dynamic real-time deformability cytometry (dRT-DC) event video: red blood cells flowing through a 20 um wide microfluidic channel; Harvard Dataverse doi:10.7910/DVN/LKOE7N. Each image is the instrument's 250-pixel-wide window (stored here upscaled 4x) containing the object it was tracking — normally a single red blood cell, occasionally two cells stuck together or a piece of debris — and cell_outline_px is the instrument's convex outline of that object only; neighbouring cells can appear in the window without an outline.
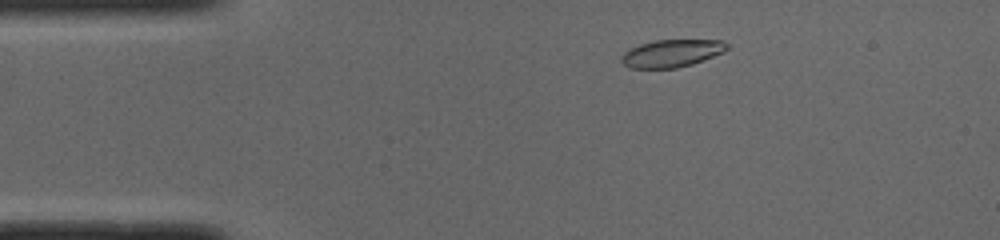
{"species": "common noctule bat (a hibernating species)", "species_latin": "Nyctalus noctula", "temperature_condition": "cold", "stored_images_in_passage": 46, "camera_frame_rate_fps": 3000, "um_per_image_px": 0.085, "animal": {"sex": "male", "body_mass_g": 19.0, "forearm_length_mm": 50.8}, "frame": {"image": 1, "passage_image": 5, "time_ms": 1.333, "image_size_px": [1000, 240], "cell_outline_px": [[728, 48], [724, 52], [692, 64], [676, 68], [628, 68], [620, 60], [620, 56], [624, 52], [640, 44], [656, 40], [720, 40], [728, 44]], "centroid_in_image_um": [57.08, 4.53], "position_along_channel_um": 27.9, "area_um2": 16.88}}
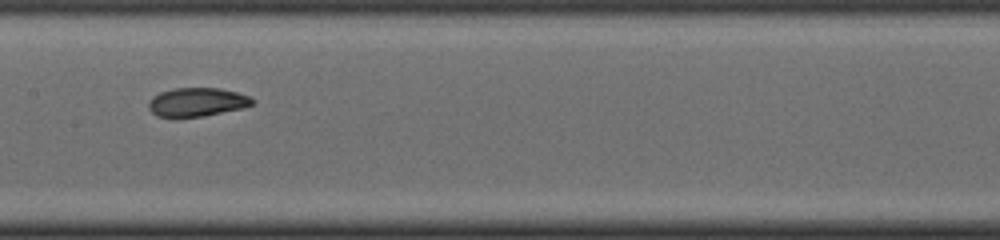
{"frame": {"image": 2, "passage_image": 21, "time_ms": 6.667, "image_size_px": [1000, 240], "cell_outline_px": [[256, 104], [244, 108], [204, 116], [176, 120], [156, 116], [148, 108], [148, 100], [152, 96], [160, 92], [172, 88], [220, 88], [236, 92], [248, 96], [256, 100]], "centroid_in_image_um": [16.71, 8.71], "position_along_channel_um": 190.7, "area_um2": 18.15}}
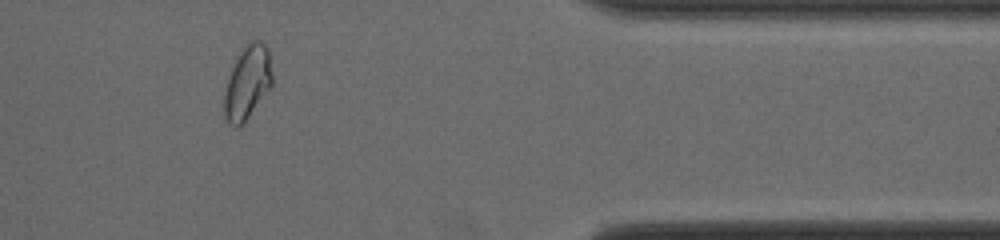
{"frame": {"image": 3, "passage_image": 38, "time_ms": 12.333, "image_size_px": [1000, 240], "cell_outline_px": [[272, 84], [240, 128], [232, 128], [228, 124], [224, 116], [224, 92], [232, 68], [240, 52], [248, 40], [260, 40], [268, 48], [272, 76]], "centroid_in_image_um": [21.01, 7.04], "position_along_channel_um": 390.4, "area_um2": 20.46}, "authors_computed_cell_mechanics": {"area_um2": 18.0336, "velocity_mm_per_s": 3.9835, "shape_relaxation_time_tau1_ms": 6.1432, "shape_relaxation_time_tau2_ms": 1.3534, "deformation_change_tau1": 0.1875, "deformation_change_tau2": 0.0542}}